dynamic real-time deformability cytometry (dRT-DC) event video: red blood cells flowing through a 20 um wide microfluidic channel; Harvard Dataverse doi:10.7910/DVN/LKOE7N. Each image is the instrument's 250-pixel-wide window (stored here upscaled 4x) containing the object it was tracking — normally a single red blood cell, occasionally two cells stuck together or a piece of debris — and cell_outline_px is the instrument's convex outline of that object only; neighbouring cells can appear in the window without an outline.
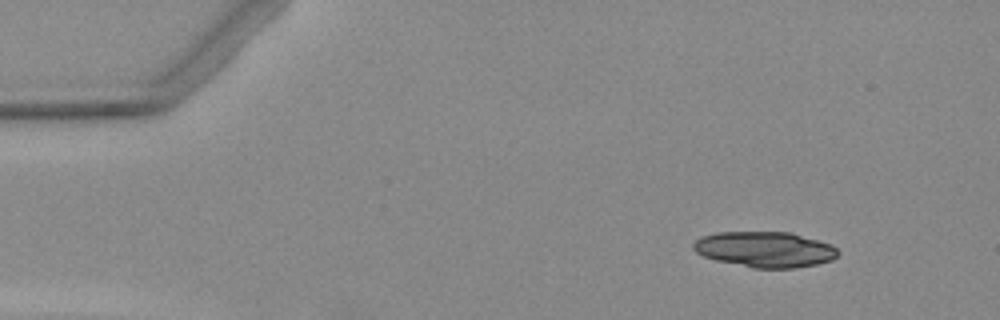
{"species": "Egyptian fruit bat (a non-hibernating species)", "species_latin": "Rousettus aegyptiacus", "temperature_condition": "warm", "stored_images_in_passage": 4, "camera_frame_rate_fps": 3000, "um_per_image_px": 0.085, "animal": {"sex": "female"}, "frame": {"image": 1, "passage_image": 1, "time_ms": 0.0, "image_size_px": [1000, 320], "cell_outline_px": [[840, 252], [832, 260], [816, 264], [792, 268], [752, 268], [716, 260], [704, 256], [696, 252], [692, 248], [692, 244], [700, 236], [716, 232], [792, 232], [832, 244]], "centroid_in_image_um": [65.01, 21.19], "position_along_channel_um": 20.0, "area_um2": 30.17}}